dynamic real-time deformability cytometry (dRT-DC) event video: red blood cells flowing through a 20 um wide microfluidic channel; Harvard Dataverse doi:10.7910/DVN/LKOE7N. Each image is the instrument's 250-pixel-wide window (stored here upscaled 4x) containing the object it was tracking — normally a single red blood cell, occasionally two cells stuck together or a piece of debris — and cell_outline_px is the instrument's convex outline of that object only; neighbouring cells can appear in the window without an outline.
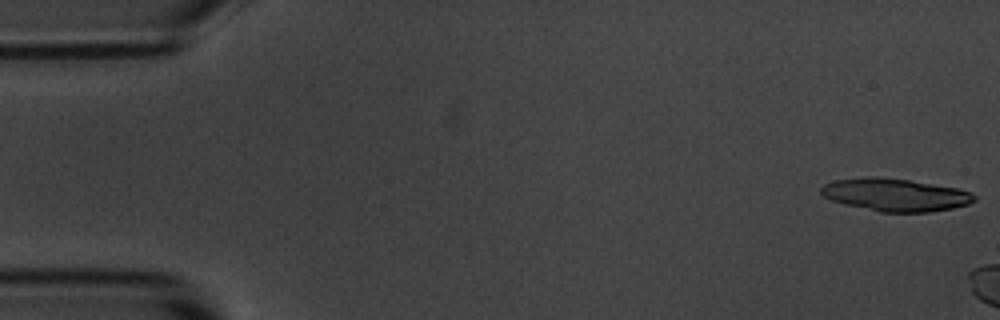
{"species": "common noctule bat (a hibernating species)", "species_latin": "Nyctalus noctula", "temperature_condition": "room temperature", "stored_images_in_passage": 15, "camera_frame_rate_fps": 3000, "um_per_image_px": 0.085, "animal": {"sex": "male", "body_mass_g": 20.1, "forearm_length_mm": 53.5}, "frame": {"image": 1, "passage_image": 1, "time_ms": 0.0, "image_size_px": [1000, 320], "cell_outline_px": [[976, 200], [968, 204], [952, 208], [932, 212], [880, 212], [844, 204], [832, 200], [824, 196], [820, 192], [820, 188], [824, 184], [836, 180], [868, 176], [876, 176], [908, 180], [956, 188], [972, 192], [976, 196]], "centroid_in_image_um": [76.1, 16.56], "position_along_channel_um": 8.9, "area_um2": 29.13}}